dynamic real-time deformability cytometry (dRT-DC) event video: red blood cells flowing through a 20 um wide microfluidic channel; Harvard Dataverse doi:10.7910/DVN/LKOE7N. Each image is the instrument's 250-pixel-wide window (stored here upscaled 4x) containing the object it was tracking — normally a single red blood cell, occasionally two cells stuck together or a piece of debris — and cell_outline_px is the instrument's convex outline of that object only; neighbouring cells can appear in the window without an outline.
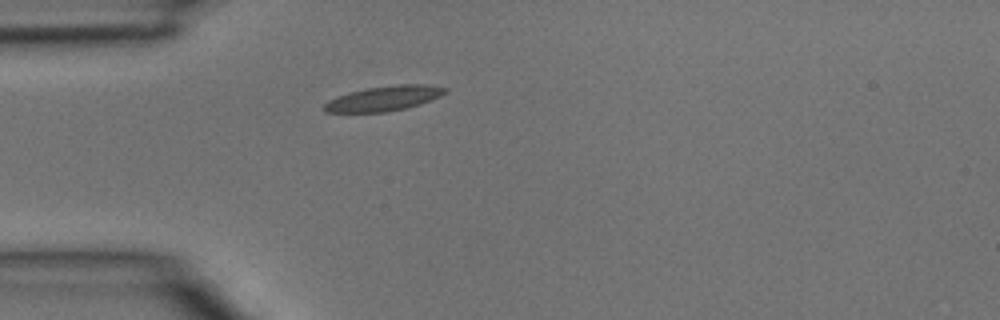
{"species": "common noctule bat (a hibernating species)", "species_latin": "Nyctalus noctula", "temperature_condition": "room temperature", "stored_images_in_passage": 1, "camera_frame_rate_fps": 3000, "um_per_image_px": 0.085, "animal": {"sex": "male", "body_mass_g": 15.6}, "frame": {"image": 1, "passage_image": 1, "time_ms": 0.0, "image_size_px": [1000, 320], "cell_outline_px": [[448, 92], [432, 100], [408, 108], [384, 112], [324, 112], [324, 104], [328, 100], [352, 92], [368, 88], [396, 84], [428, 84], [448, 88]], "centroid_in_image_um": [32.71, 8.36], "position_along_channel_um": 52.3, "area_um2": 17.51}}